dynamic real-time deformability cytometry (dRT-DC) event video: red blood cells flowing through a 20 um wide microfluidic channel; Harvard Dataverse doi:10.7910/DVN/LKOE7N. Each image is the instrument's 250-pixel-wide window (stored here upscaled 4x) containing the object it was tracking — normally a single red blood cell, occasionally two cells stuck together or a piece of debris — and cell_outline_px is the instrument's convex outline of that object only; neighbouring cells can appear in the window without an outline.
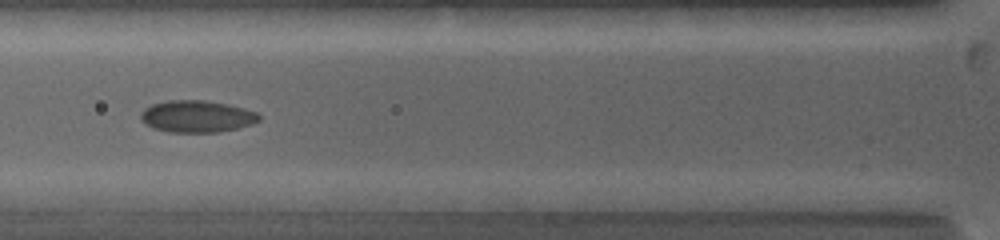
{"species": "common noctule bat (a hibernating species)", "species_latin": "Nyctalus noctula", "temperature_condition": "warm", "stored_images_in_passage": 8, "camera_frame_rate_fps": 5000, "um_per_image_px": 0.085, "animal": {"sex": "female", "body_mass_g": 19.0, "forearm_length_mm": 53.3}, "frame": {"image": 1, "passage_image": 6, "time_ms": 4.0, "image_size_px": [1000, 240], "cell_outline_px": [[260, 120], [252, 124], [220, 132], [168, 132], [152, 128], [144, 124], [140, 120], [140, 112], [144, 108], [152, 104], [168, 100], [204, 100], [228, 104], [256, 112], [260, 116]], "centroid_in_image_um": [16.68, 9.89], "position_along_channel_um": 109.1, "area_um2": 22.14}}
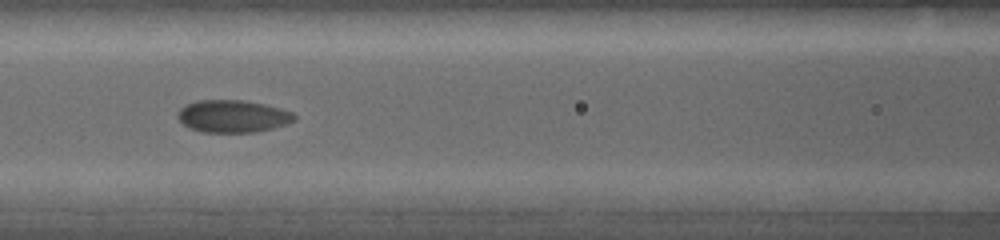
{"frame": {"image": 2, "passage_image": 7, "time_ms": 5.0, "image_size_px": [1000, 240], "cell_outline_px": [[296, 120], [288, 124], [256, 132], [204, 132], [188, 128], [176, 116], [180, 108], [196, 100], [244, 100], [264, 104], [280, 108], [292, 112], [296, 116]], "centroid_in_image_um": [19.8, 9.88], "position_along_channel_um": 146.8, "area_um2": 22.08}}
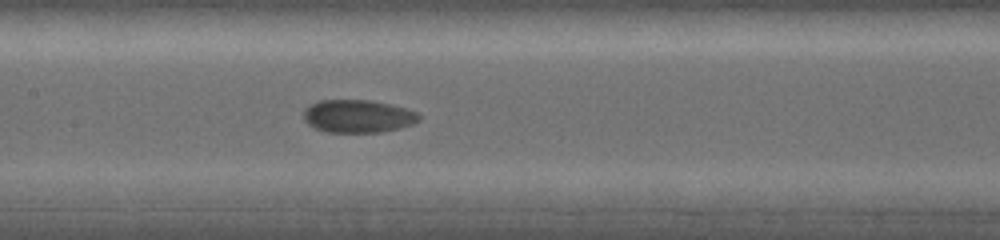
{"frame": {"image": 3, "passage_image": 8, "time_ms": 5.8, "image_size_px": [1000, 240], "cell_outline_px": [[420, 120], [412, 124], [400, 128], [380, 132], [324, 132], [308, 124], [304, 120], [304, 108], [308, 104], [320, 100], [372, 100], [392, 104], [416, 112], [420, 116]], "centroid_in_image_um": [30.4, 9.87], "position_along_channel_um": 177.0, "area_um2": 22.25}}